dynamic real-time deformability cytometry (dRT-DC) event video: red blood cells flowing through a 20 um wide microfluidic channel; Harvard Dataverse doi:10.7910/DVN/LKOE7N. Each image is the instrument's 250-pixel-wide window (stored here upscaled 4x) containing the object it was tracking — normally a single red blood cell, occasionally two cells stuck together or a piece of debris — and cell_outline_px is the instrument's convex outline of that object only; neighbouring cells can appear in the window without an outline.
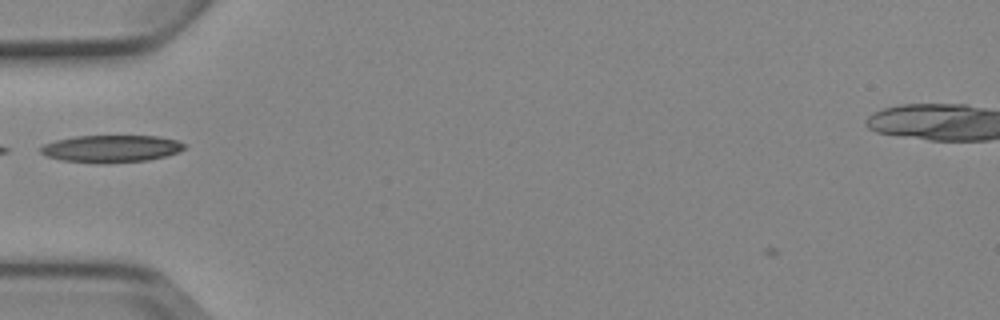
{"species": "Egyptian fruit bat (a non-hibernating species)", "species_latin": "Rousettus aegyptiacus", "temperature_condition": "cold", "stored_images_in_passage": 3, "camera_frame_rate_fps": 3000, "um_per_image_px": 0.085, "animal": {"sex": "female"}, "frame": {"image": 1, "passage_image": 2, "time_ms": 1.333, "image_size_px": [1000, 320], "cell_outline_px": [[188, 148], [180, 152], [148, 160], [100, 164], [60, 160], [48, 156], [40, 152], [40, 148], [44, 144], [56, 140], [76, 136], [156, 136], [176, 140], [184, 144]], "centroid_in_image_um": [9.46, 12.64], "position_along_channel_um": 75.5, "area_um2": 22.89}}
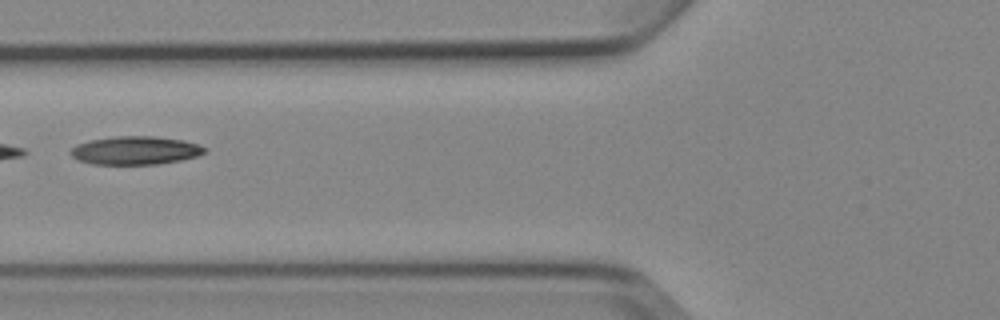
{"frame": {"image": 2, "passage_image": 3, "time_ms": 2.333, "image_size_px": [1000, 320], "cell_outline_px": [[208, 152], [196, 156], [180, 160], [156, 164], [92, 164], [76, 160], [68, 152], [76, 144], [88, 140], [116, 136], [152, 136], [184, 140], [200, 144], [208, 148]], "centroid_in_image_um": [11.5, 12.78], "position_along_channel_um": 114.3, "area_um2": 22.37}}